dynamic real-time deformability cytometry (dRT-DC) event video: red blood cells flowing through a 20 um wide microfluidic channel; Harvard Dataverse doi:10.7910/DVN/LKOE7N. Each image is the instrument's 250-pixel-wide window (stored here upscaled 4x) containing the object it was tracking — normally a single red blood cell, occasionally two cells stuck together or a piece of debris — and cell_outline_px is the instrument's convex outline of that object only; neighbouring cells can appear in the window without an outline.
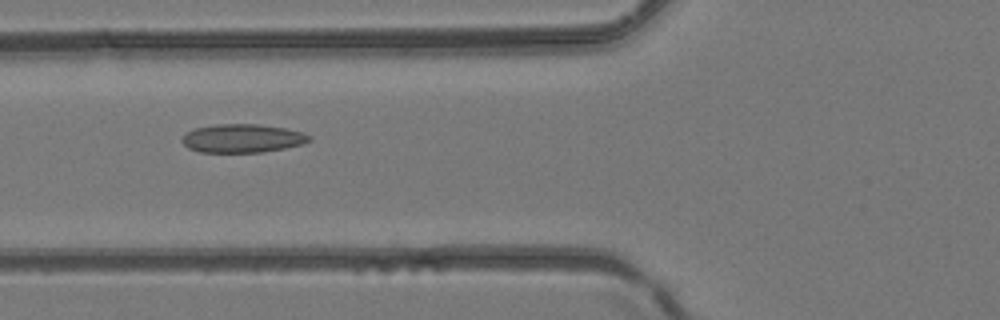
{"species": "common noctule bat (a hibernating species)", "species_latin": "Nyctalus noctula", "temperature_condition": "room temperature", "stored_images_in_passage": 6, "camera_frame_rate_fps": 3000, "um_per_image_px": 0.085, "animal": {"sex": "female", "body_mass_g": 24.6, "forearm_length_mm": 56.2}, "frame": {"image": 1, "passage_image": 5, "time_ms": 1.333, "image_size_px": [1000, 320], "cell_outline_px": [[312, 140], [304, 144], [284, 148], [260, 152], [200, 152], [188, 148], [180, 140], [188, 132], [196, 128], [216, 124], [256, 124], [284, 128], [304, 132], [312, 136]], "centroid_in_image_um": [20.64, 11.76], "position_along_channel_um": 105.2, "area_um2": 21.1}}
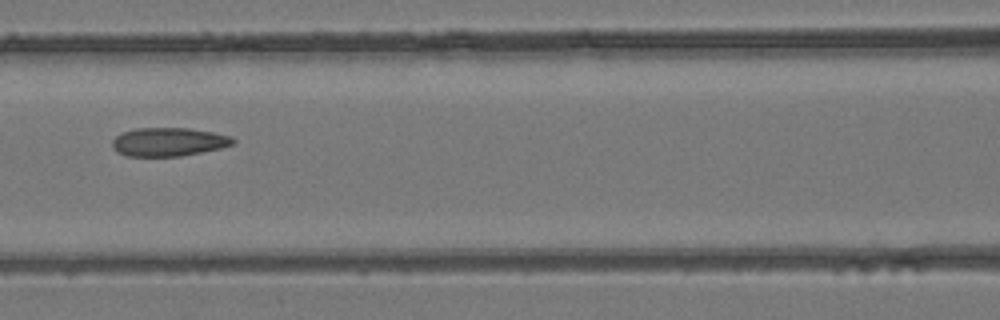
{"frame": {"image": 2, "passage_image": 6, "time_ms": 1.667, "image_size_px": [1000, 320], "cell_outline_px": [[236, 144], [220, 148], [180, 156], [128, 156], [116, 152], [112, 148], [112, 140], [116, 136], [124, 132], [136, 128], [188, 128], [212, 132], [232, 136], [236, 140]], "centroid_in_image_um": [14.34, 12.06], "position_along_channel_um": 152.3, "area_um2": 20.11}}